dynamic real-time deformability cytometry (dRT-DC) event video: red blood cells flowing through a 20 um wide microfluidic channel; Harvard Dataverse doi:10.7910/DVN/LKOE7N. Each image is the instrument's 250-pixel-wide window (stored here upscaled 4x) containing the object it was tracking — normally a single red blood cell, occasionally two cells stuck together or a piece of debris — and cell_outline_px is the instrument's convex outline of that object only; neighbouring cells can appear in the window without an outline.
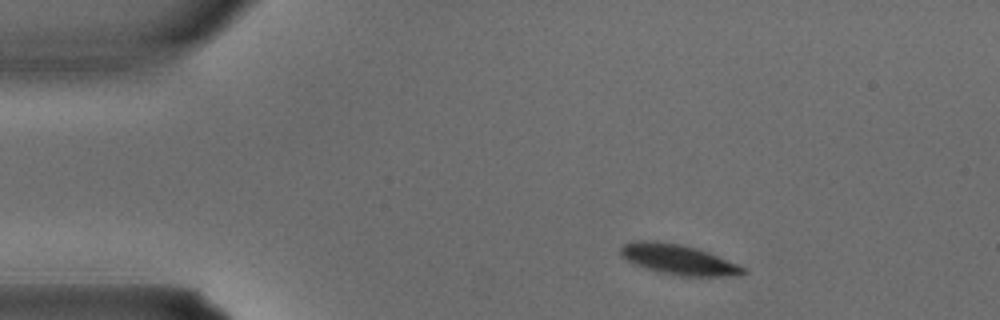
{"species": "common noctule bat (a hibernating species)", "species_latin": "Nyctalus noctula", "temperature_condition": "warm", "stored_images_in_passage": 2, "camera_frame_rate_fps": 3000, "um_per_image_px": 0.085, "animal": {"sex": "male", "body_mass_g": 15.6}, "frame": {"image": 1, "passage_image": 1, "time_ms": 0.0, "image_size_px": [1000, 320], "cell_outline_px": [[748, 272], [740, 276], [680, 276], [660, 272], [644, 268], [620, 256], [620, 248], [624, 244], [632, 240], [652, 240], [680, 244], [696, 248], [736, 264], [744, 268]], "centroid_in_image_um": [57.62, 22.06], "position_along_channel_um": 27.4, "area_um2": 21.39}}